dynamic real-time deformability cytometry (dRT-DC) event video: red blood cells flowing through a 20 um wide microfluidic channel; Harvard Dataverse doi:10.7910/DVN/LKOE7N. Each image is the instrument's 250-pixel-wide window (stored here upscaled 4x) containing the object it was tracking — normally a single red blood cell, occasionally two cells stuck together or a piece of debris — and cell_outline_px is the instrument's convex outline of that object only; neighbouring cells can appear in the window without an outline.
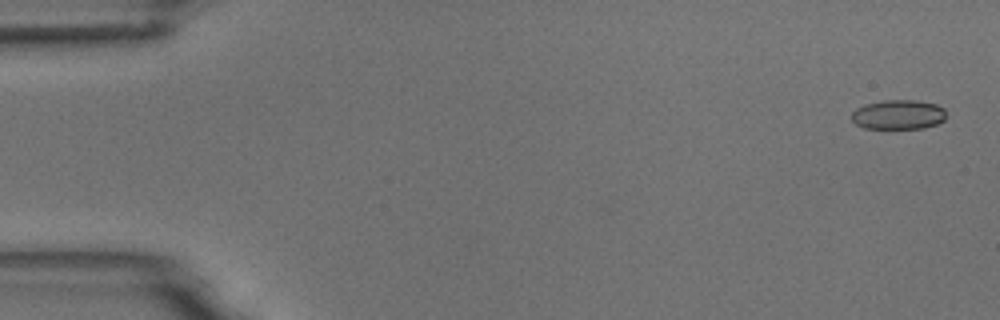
{"species": "common noctule bat (a hibernating species)", "species_latin": "Nyctalus noctula", "temperature_condition": "room temperature", "stored_images_in_passage": 5, "camera_frame_rate_fps": 3000, "um_per_image_px": 0.085, "animal": {"sex": "male", "body_mass_g": 18.8}, "frame": {"image": 1, "passage_image": 1, "time_ms": 0.0, "image_size_px": [1000, 320], "cell_outline_px": [[944, 120], [936, 124], [924, 128], [864, 128], [856, 124], [852, 120], [852, 112], [856, 108], [864, 104], [884, 100], [916, 100], [936, 104], [944, 108]], "centroid_in_image_um": [76.34, 9.73], "position_along_channel_um": 8.7, "area_um2": 16.24}}
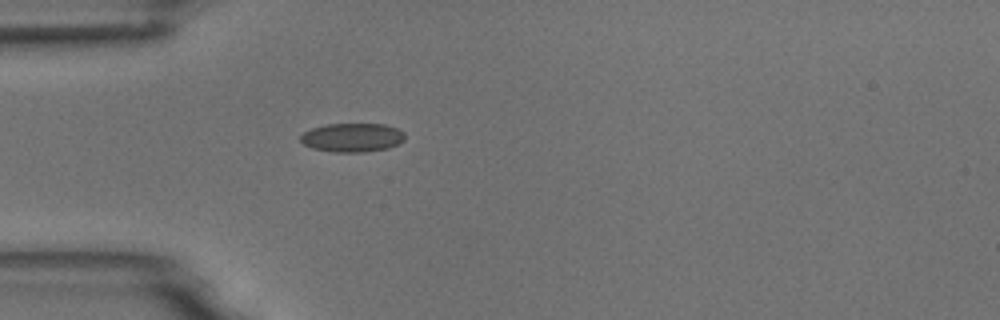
{"frame": {"image": 2, "passage_image": 5, "time_ms": 4.667, "image_size_px": [1000, 320], "cell_outline_px": [[404, 140], [388, 148], [364, 152], [332, 152], [312, 148], [304, 144], [300, 140], [300, 136], [304, 132], [312, 128], [328, 124], [384, 124], [396, 128], [404, 132]], "centroid_in_image_um": [29.93, 11.69], "position_along_channel_um": 55.1, "area_um2": 17.46}}